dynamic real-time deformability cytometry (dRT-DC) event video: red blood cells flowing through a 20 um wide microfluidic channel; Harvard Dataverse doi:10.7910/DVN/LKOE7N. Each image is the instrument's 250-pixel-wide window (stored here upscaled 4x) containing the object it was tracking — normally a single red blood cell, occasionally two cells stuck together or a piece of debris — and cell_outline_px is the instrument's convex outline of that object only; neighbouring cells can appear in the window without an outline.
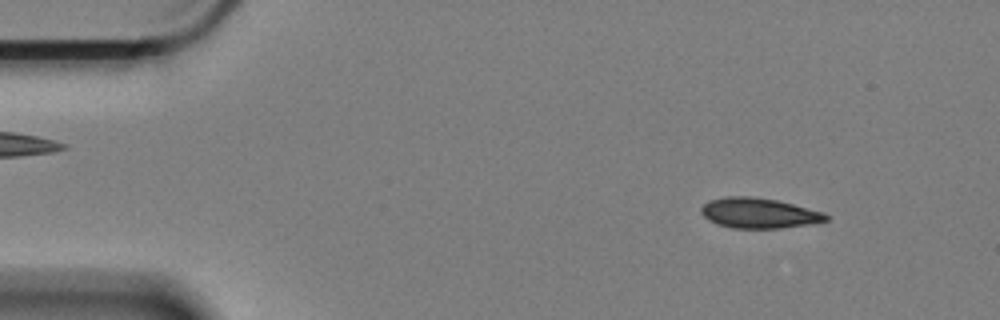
{"species": "Egyptian fruit bat (a non-hibernating species)", "species_latin": "Rousettus aegyptiacus", "temperature_condition": "cold", "stored_images_in_passage": 60, "segment_of_instrument_passage": [1, 2], "camera_frame_rate_fps": 3000, "um_per_image_px": 0.085, "animal": {"sex": "female"}, "frame": {"image": 1, "passage_image": 6, "time_ms": 1.667, "image_size_px": [1000, 320], "cell_outline_px": [[828, 220], [808, 224], [780, 228], [732, 228], [716, 224], [708, 220], [700, 212], [700, 208], [704, 204], [712, 200], [728, 196], [748, 196], [776, 200], [824, 212], [828, 216]], "centroid_in_image_um": [64.48, 18.12], "position_along_channel_um": 20.5, "area_um2": 21.79}}
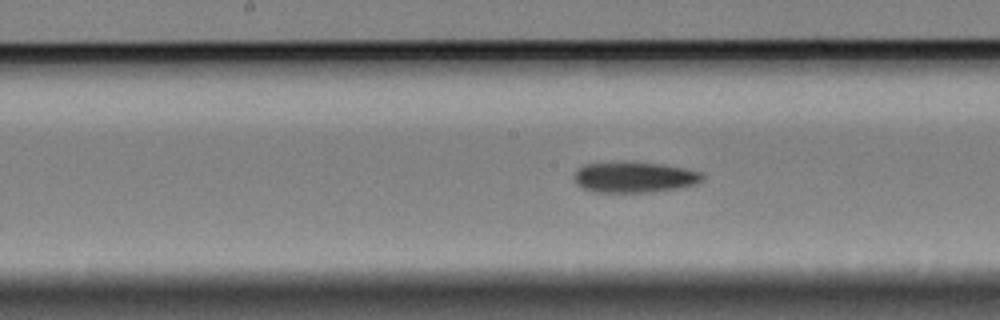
{"frame": {"image": 2, "passage_image": 29, "time_ms": 9.333, "image_size_px": [1000, 320], "cell_outline_px": [[704, 180], [696, 184], [680, 188], [652, 192], [592, 192], [580, 188], [576, 184], [576, 172], [584, 164], [624, 160], [660, 164], [684, 168], [704, 172]], "centroid_in_image_um": [53.95, 15.05], "position_along_channel_um": 194.3, "area_um2": 23.52}}
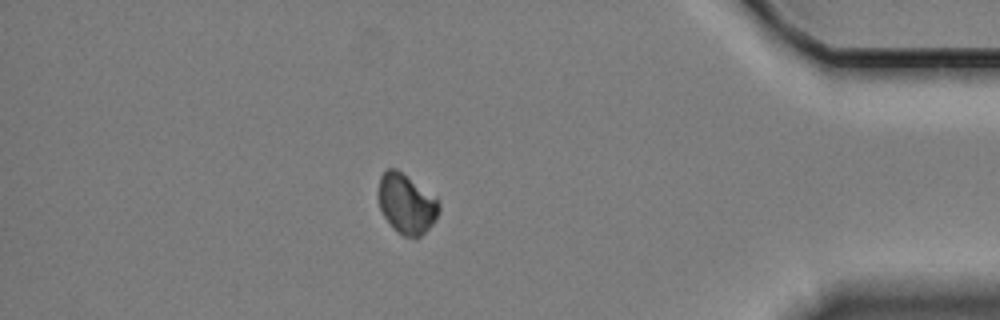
{"frame": {"image": 3, "passage_image": 51, "time_ms": 16.667, "image_size_px": [1000, 320], "cell_outline_px": [[440, 212], [436, 220], [416, 240], [404, 236], [384, 216], [380, 208], [376, 192], [380, 176], [388, 168], [396, 168], [436, 196], [440, 204]], "centroid_in_image_um": [34.56, 17.3], "position_along_channel_um": 400.6, "area_um2": 21.33}}